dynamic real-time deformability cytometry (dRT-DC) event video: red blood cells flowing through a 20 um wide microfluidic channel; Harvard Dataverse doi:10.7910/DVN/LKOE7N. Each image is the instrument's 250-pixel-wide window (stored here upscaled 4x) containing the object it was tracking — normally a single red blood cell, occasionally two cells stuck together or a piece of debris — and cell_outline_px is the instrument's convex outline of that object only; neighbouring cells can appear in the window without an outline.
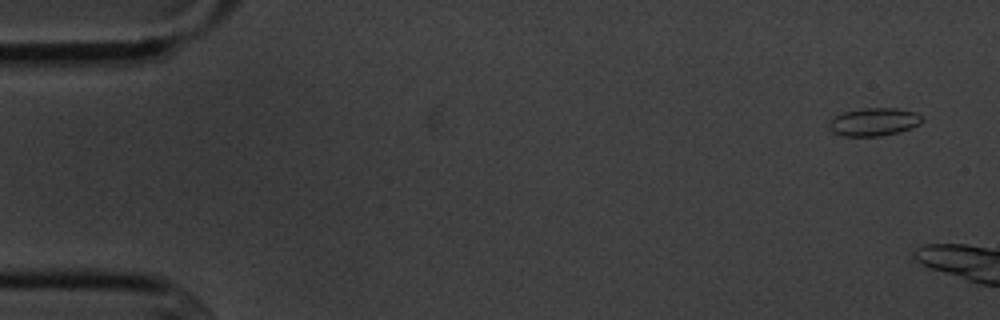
{"species": "common noctule bat (a hibernating species)", "species_latin": "Nyctalus noctula", "temperature_condition": "cold", "stored_images_in_passage": 4, "camera_frame_rate_fps": 3000, "um_per_image_px": 0.085, "animal": {"sex": "male", "body_mass_g": 20.1, "forearm_length_mm": 53.5}, "frame": {"image": 1, "passage_image": 1, "time_ms": 0.0, "image_size_px": [1000, 320], "cell_outline_px": [[924, 120], [920, 124], [912, 128], [900, 132], [880, 136], [844, 136], [832, 132], [828, 128], [828, 124], [832, 116], [844, 112], [860, 108], [896, 108], [916, 112]], "centroid_in_image_um": [74.26, 10.36], "position_along_channel_um": 10.7, "area_um2": 15.43}}